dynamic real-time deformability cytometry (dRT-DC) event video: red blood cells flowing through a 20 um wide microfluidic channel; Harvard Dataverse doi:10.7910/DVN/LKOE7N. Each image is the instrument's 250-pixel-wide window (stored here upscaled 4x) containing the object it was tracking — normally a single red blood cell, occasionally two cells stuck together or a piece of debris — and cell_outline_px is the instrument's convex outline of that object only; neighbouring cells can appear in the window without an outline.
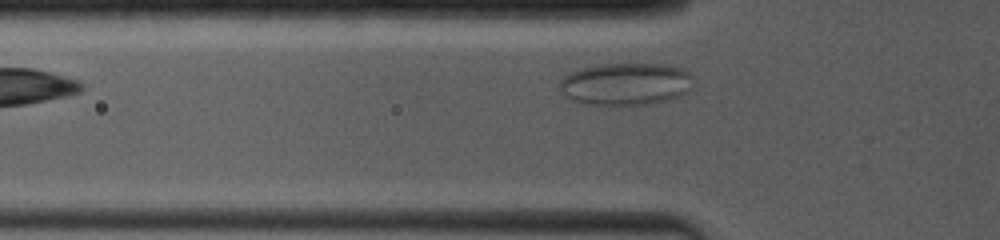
{"species": "common noctule bat (a hibernating species)", "species_latin": "Nyctalus noctula", "temperature_condition": "room temperature", "stored_images_in_passage": 4, "camera_frame_rate_fps": 4000, "um_per_image_px": 0.085, "animal": {"sex": "female", "body_mass_g": 19.0, "forearm_length_mm": 53.3}, "frame": {"image": 1, "passage_image": 4, "time_ms": 1.75, "image_size_px": [1000, 240], "cell_outline_px": [[692, 76], [688, 92], [680, 96], [668, 100], [652, 104], [588, 104], [572, 100], [560, 88], [560, 80], [564, 76], [572, 72], [584, 68], [600, 64], [668, 64], [684, 68], [692, 72]], "centroid_in_image_um": [53.26, 7.12], "position_along_channel_um": 72.5, "area_um2": 32.83}}